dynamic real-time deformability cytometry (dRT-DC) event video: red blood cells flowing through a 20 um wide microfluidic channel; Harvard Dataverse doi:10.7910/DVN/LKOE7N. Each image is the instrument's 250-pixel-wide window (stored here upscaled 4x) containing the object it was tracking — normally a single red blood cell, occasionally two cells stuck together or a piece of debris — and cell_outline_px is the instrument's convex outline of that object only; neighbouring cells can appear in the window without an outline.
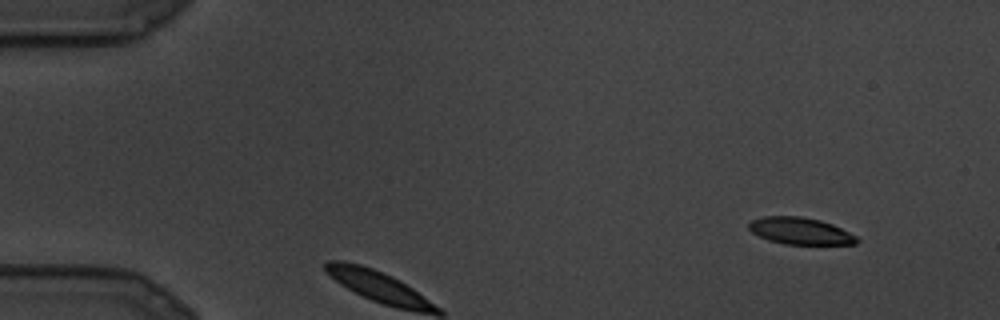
{"species": "common noctule bat (a hibernating species)", "species_latin": "Nyctalus noctula", "temperature_condition": "cold", "stored_images_in_passage": 4, "camera_frame_rate_fps": 3000, "um_per_image_px": 0.085, "animal": {"sex": "male", "body_mass_g": 19.5, "forearm_length_mm": 54.6}, "frame": {"image": 1, "passage_image": 1, "time_ms": 0.0, "image_size_px": [1000, 320], "cell_outline_px": [[860, 240], [856, 244], [784, 244], [768, 240], [752, 232], [748, 228], [748, 224], [752, 220], [764, 216], [800, 216], [820, 220], [832, 224], [856, 236]], "centroid_in_image_um": [68.01, 19.63], "position_along_channel_um": 17.0, "area_um2": 16.82}}
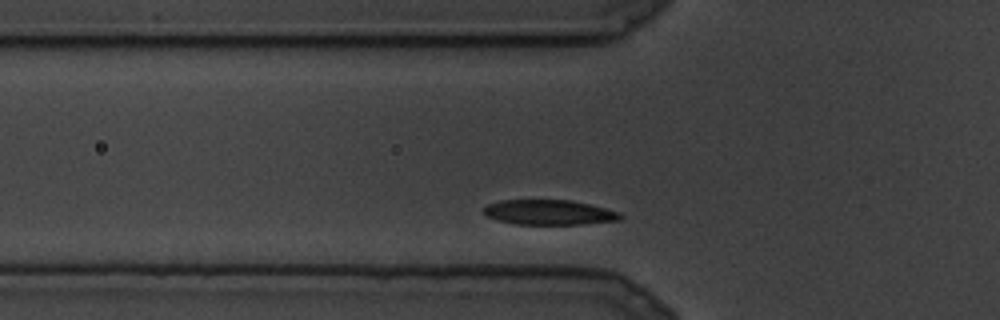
{"frame": {"image": 2, "passage_image": 3, "time_ms": 0.667, "image_size_px": [1000, 320], "cell_outline_px": [[624, 216], [620, 220], [584, 224], [512, 224], [496, 220], [484, 216], [480, 212], [488, 204], [504, 200], [568, 200], [588, 204], [620, 212]], "centroid_in_image_um": [46.63, 18.06], "position_along_channel_um": 79.2, "area_um2": 20.0}}